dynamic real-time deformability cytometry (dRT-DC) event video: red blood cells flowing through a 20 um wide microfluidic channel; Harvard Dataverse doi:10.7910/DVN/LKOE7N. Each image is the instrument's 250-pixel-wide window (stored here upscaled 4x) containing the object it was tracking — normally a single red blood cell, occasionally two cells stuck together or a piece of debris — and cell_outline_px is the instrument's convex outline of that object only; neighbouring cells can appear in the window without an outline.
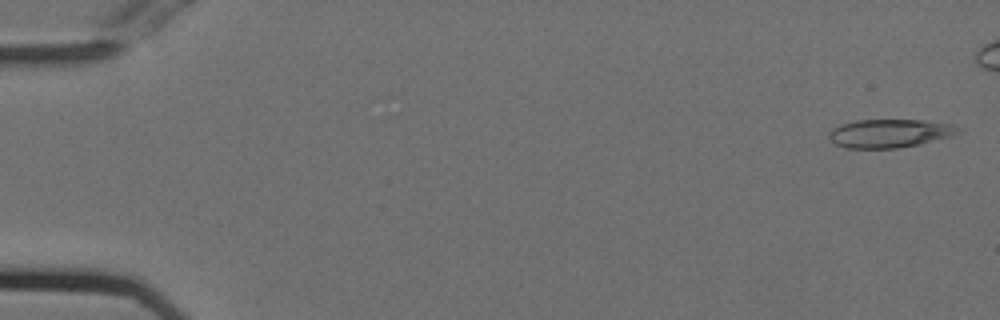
{"species": "Egyptian fruit bat (a non-hibernating species)", "species_latin": "Rousettus aegyptiacus", "temperature_condition": "cold", "stored_images_in_passage": 4, "camera_frame_rate_fps": 3000, "um_per_image_px": 0.085, "animal": {"sex": "female"}, "frame": {"image": 1, "passage_image": 1, "time_ms": 0.0, "image_size_px": [1000, 320], "cell_outline_px": [[960, 128], [948, 136], [920, 144], [896, 148], [844, 148], [836, 144], [828, 136], [828, 132], [832, 128], [840, 124], [856, 120], [920, 120], [948, 124]], "centroid_in_image_um": [75.49, 11.33], "position_along_channel_um": 9.5, "area_um2": 20.98}}